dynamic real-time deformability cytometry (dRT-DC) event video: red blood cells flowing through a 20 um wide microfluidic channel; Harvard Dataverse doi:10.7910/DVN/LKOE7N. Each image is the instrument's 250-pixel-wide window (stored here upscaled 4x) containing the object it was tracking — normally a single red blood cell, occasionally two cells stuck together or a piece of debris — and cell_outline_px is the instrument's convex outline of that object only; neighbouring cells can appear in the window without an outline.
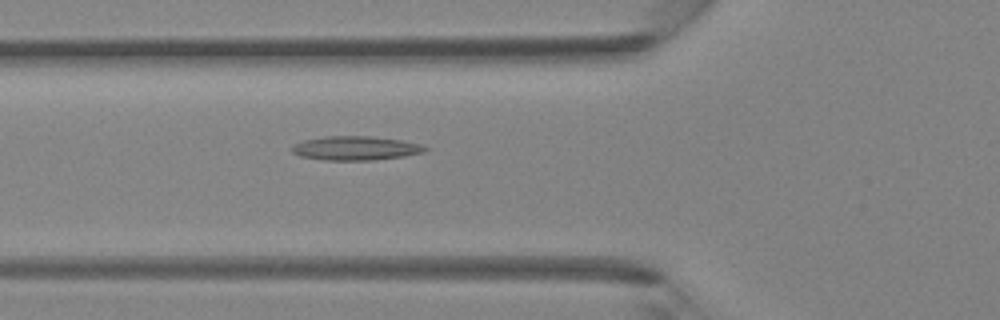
{"species": "Egyptian fruit bat (a non-hibernating species)", "species_latin": "Rousettus aegyptiacus", "temperature_condition": "room temperature", "stored_images_in_passage": 36, "camera_frame_rate_fps": 3000, "um_per_image_px": 0.085, "animal": {"sex": "female"}, "frame": {"image": 1, "passage_image": 9, "time_ms": 2.667, "image_size_px": [1000, 320], "cell_outline_px": [[428, 148], [424, 152], [404, 156], [376, 160], [324, 160], [300, 156], [292, 152], [292, 148], [296, 144], [304, 140], [324, 136], [368, 136], [400, 140], [420, 144]], "centroid_in_image_um": [30.23, 12.6], "position_along_channel_um": 95.6, "area_um2": 18.5}}
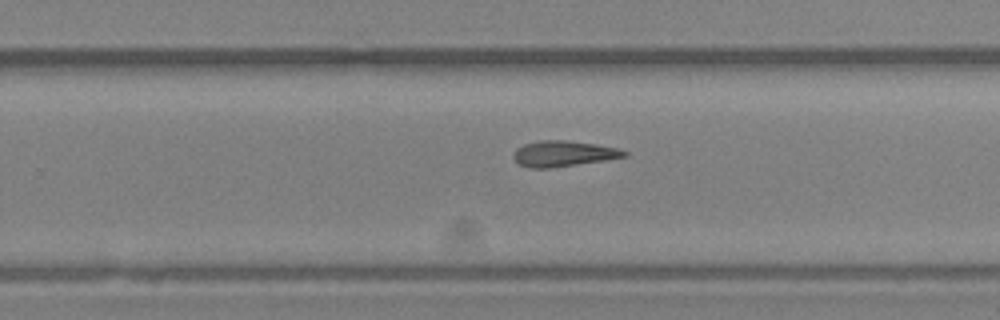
{"frame": {"image": 2, "passage_image": 21, "time_ms": 6.667, "image_size_px": [1000, 320], "cell_outline_px": [[628, 156], [608, 160], [548, 168], [528, 168], [520, 164], [512, 156], [516, 148], [524, 144], [540, 140], [564, 140], [596, 144], [616, 148], [628, 152]], "centroid_in_image_um": [47.89, 13.06], "position_along_channel_um": 281.9, "area_um2": 16.59}}
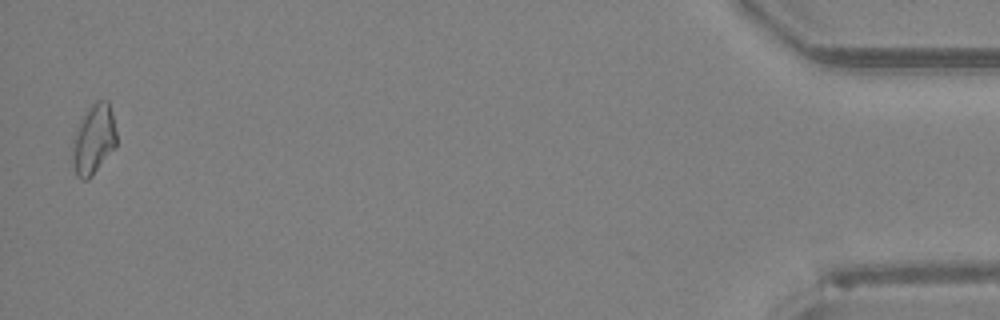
{"frame": {"image": 3, "passage_image": 36, "time_ms": 11.667, "image_size_px": [1000, 320], "cell_outline_px": [[116, 148], [92, 176], [88, 180], [80, 180], [76, 176], [72, 164], [72, 140], [80, 120], [88, 108], [96, 100], [108, 100], [112, 112], [116, 132]], "centroid_in_image_um": [7.95, 11.88], "position_along_channel_um": 427.2, "area_um2": 18.32}}